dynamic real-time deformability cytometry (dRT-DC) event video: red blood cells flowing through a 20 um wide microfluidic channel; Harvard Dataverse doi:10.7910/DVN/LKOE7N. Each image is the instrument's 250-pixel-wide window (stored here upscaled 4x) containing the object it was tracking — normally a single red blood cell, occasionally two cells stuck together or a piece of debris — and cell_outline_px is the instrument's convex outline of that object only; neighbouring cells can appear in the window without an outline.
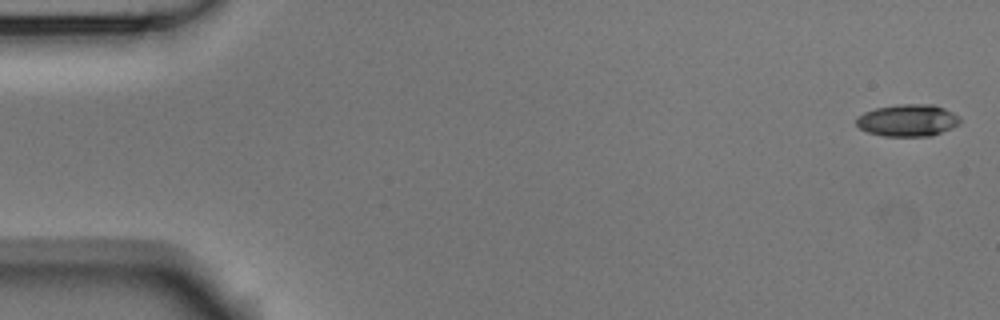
{"species": "Egyptian fruit bat (a non-hibernating species)", "species_latin": "Rousettus aegyptiacus", "temperature_condition": "room temperature", "stored_images_in_passage": 5, "camera_frame_rate_fps": 3000, "um_per_image_px": 0.085, "animal": {"sex": "male"}, "frame": {"image": 1, "passage_image": 1, "time_ms": 0.0, "image_size_px": [1000, 320], "cell_outline_px": [[960, 124], [952, 128], [932, 136], [884, 136], [868, 132], [860, 128], [856, 124], [856, 116], [864, 112], [876, 108], [896, 104], [932, 104], [944, 108], [960, 116]], "centroid_in_image_um": [77.16, 10.22], "position_along_channel_um": 7.8, "area_um2": 19.54}}
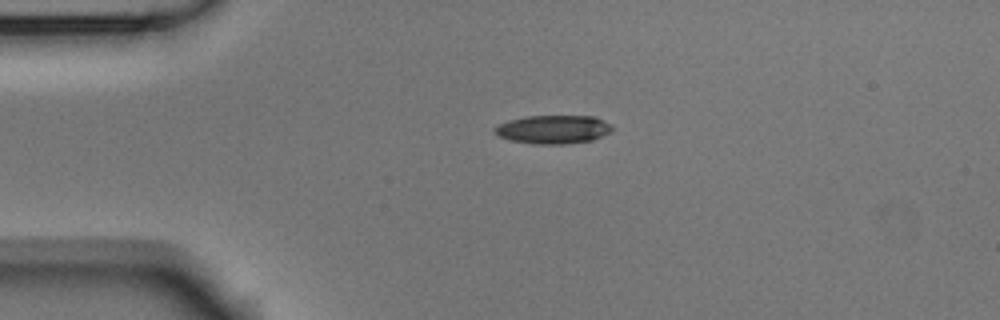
{"frame": {"image": 2, "passage_image": 4, "time_ms": 1.0, "image_size_px": [1000, 320], "cell_outline_px": [[612, 132], [592, 140], [564, 144], [536, 144], [512, 140], [500, 136], [492, 132], [492, 128], [500, 124], [512, 120], [528, 116], [596, 116], [612, 124]], "centroid_in_image_um": [47.07, 11.0], "position_along_channel_um": 37.9, "area_um2": 19.48}}